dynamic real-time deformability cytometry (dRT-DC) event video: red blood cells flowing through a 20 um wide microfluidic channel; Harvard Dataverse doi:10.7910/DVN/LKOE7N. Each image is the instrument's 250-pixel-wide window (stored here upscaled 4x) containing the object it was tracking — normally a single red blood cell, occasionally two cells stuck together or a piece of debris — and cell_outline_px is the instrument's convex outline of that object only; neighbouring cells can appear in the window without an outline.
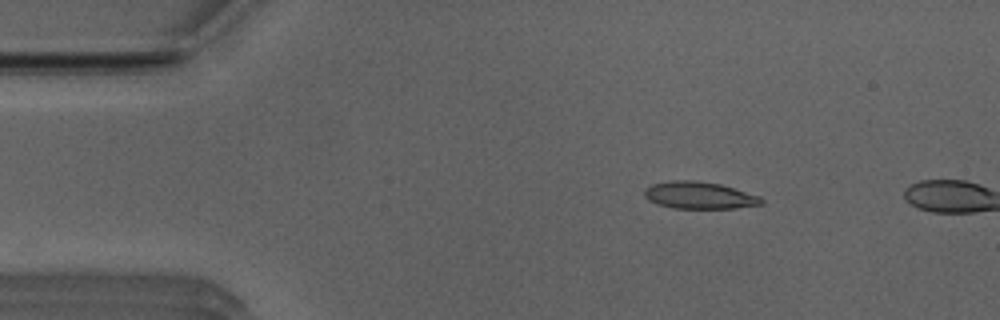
{"species": "Egyptian fruit bat (a non-hibernating species)", "species_latin": "Rousettus aegyptiacus", "temperature_condition": "room temperature", "stored_images_in_passage": 4, "camera_frame_rate_fps": 3000, "um_per_image_px": 0.085, "animal": {"sex": "male"}, "frame": {"image": 1, "passage_image": 2, "time_ms": 0.333, "image_size_px": [1000, 320], "cell_outline_px": [[764, 204], [736, 208], [672, 208], [656, 204], [648, 200], [644, 196], [644, 188], [652, 184], [672, 180], [696, 180], [720, 184], [760, 196], [764, 200]], "centroid_in_image_um": [59.42, 16.6], "position_along_channel_um": 25.6, "area_um2": 18.61}}